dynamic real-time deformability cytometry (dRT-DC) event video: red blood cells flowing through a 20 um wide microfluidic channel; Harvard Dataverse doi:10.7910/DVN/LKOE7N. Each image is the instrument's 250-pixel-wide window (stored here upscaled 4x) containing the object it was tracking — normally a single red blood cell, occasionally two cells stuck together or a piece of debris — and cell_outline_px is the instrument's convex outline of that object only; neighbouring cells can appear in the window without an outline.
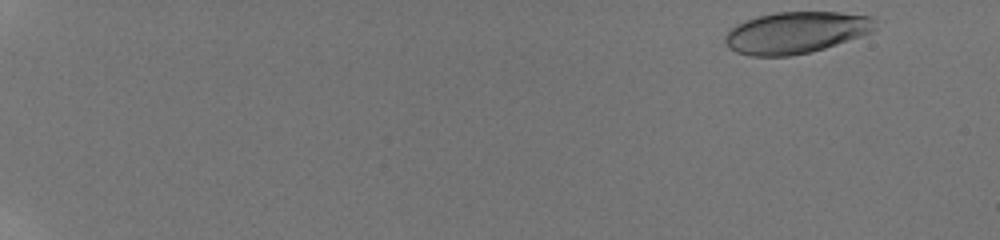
{"species": "human", "species_latin": "Homo sapiens", "temperature_condition": "room temperature", "stored_images_in_passage": 21, "camera_frame_rate_fps": 3000, "um_per_image_px": 0.085, "donor": {"sex": "male"}, "frame": {"image": 1, "passage_image": 1, "time_ms": 0.0, "image_size_px": [1000, 240], "cell_outline_px": [[876, 28], [872, 32], [812, 52], [788, 56], [752, 56], [736, 52], [728, 48], [724, 40], [724, 36], [728, 28], [744, 20], [756, 16], [776, 12], [840, 12], [872, 16], [876, 20]], "centroid_in_image_um": [67.62, 2.76], "position_along_channel_um": 17.4, "area_um2": 36.82}}
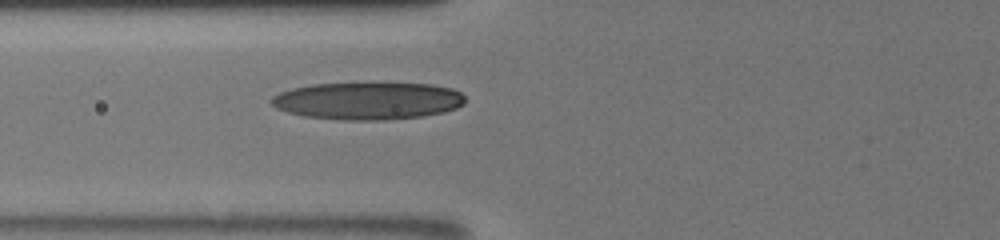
{"frame": {"image": 2, "passage_image": 16, "time_ms": 7.0, "image_size_px": [1000, 240], "cell_outline_px": [[464, 104], [456, 108], [444, 112], [420, 116], [384, 120], [344, 120], [304, 116], [288, 112], [276, 108], [272, 104], [272, 96], [280, 92], [292, 88], [312, 84], [432, 84], [452, 88], [460, 92], [464, 96]], "centroid_in_image_um": [31.27, 8.58], "position_along_channel_um": 94.5, "area_um2": 41.85}}
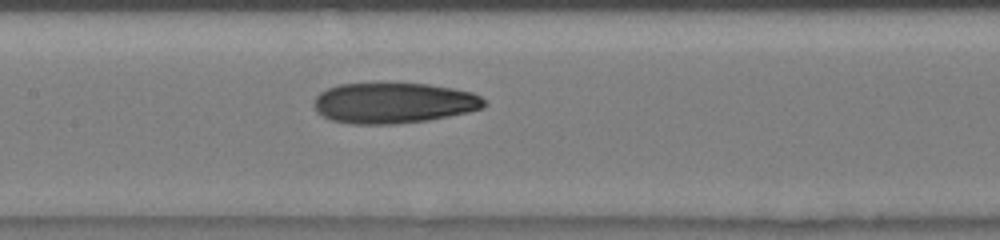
{"frame": {"image": 3, "passage_image": 21, "time_ms": 9.0, "image_size_px": [1000, 240], "cell_outline_px": [[488, 104], [484, 108], [468, 112], [428, 120], [396, 124], [352, 124], [332, 120], [316, 112], [312, 104], [312, 100], [320, 92], [328, 88], [340, 84], [428, 84], [452, 88], [472, 92], [480, 96]], "centroid_in_image_um": [33.45, 8.76], "position_along_channel_um": 174.0, "area_um2": 40.34}}